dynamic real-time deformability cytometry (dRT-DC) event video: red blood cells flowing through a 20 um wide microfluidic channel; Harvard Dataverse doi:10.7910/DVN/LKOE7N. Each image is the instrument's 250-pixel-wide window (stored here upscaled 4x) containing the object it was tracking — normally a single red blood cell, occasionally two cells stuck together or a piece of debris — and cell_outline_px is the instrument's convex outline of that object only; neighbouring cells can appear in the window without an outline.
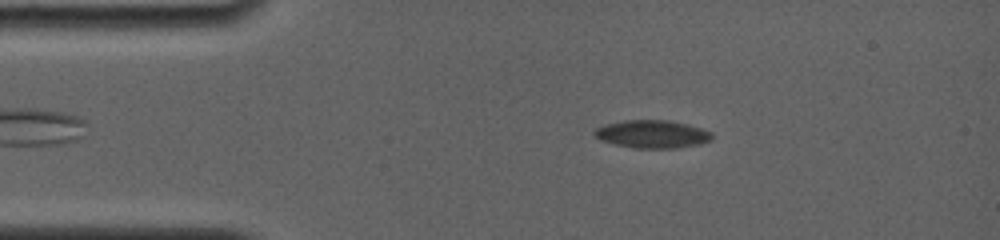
{"species": "common noctule bat (a hibernating species)", "species_latin": "Nyctalus noctula", "temperature_condition": "room temperature", "stored_images_in_passage": 24, "camera_frame_rate_fps": 4000, "um_per_image_px": 0.085, "animal": {"sex": "female", "body_mass_g": 19.0, "forearm_length_mm": 56.7}, "frame": {"image": 1, "passage_image": 2, "time_ms": 1.0, "image_size_px": [1000, 240], "cell_outline_px": [[712, 136], [708, 140], [700, 144], [672, 148], [636, 148], [616, 144], [600, 140], [592, 132], [596, 128], [608, 124], [628, 120], [668, 120], [688, 124], [712, 132]], "centroid_in_image_um": [55.44, 11.39], "position_along_channel_um": 29.6, "area_um2": 18.79}}
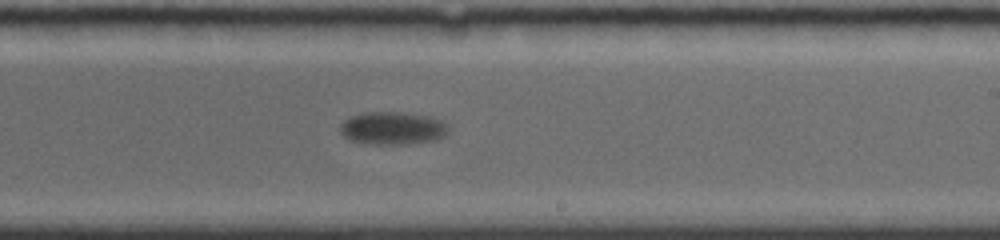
{"frame": {"image": 2, "passage_image": 15, "time_ms": 8.5, "image_size_px": [1000, 240], "cell_outline_px": [[448, 132], [444, 136], [436, 140], [408, 144], [372, 144], [352, 140], [344, 136], [340, 132], [340, 124], [344, 120], [352, 116], [372, 112], [400, 112], [428, 116], [440, 120], [448, 128]], "centroid_in_image_um": [33.37, 10.9], "position_along_channel_um": 255.6, "area_um2": 20.46}}
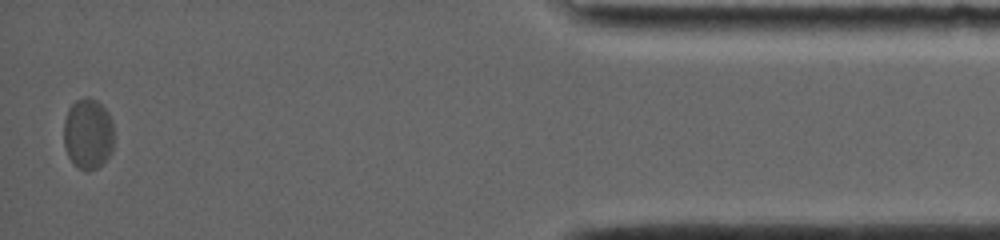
{"frame": {"image": 3, "passage_image": 24, "time_ms": 15.0, "image_size_px": [1000, 240], "cell_outline_px": [[112, 152], [96, 168], [76, 168], [68, 156], [64, 148], [64, 120], [68, 108], [76, 100], [88, 96], [96, 100], [108, 112], [112, 120]], "centroid_in_image_um": [7.45, 11.33], "position_along_channel_um": 427.7, "area_um2": 20.52}, "authors_computed_cell_mechanics": {"area_um2": 20.6346, "velocity_mm_per_s": 3.576, "shape_relaxation_time_tau1_ms": 1.0924, "shape_relaxation_time_tau2_ms": null, "deformation_change_tau1": 0.0884, "deformation_change_tau2": null}}